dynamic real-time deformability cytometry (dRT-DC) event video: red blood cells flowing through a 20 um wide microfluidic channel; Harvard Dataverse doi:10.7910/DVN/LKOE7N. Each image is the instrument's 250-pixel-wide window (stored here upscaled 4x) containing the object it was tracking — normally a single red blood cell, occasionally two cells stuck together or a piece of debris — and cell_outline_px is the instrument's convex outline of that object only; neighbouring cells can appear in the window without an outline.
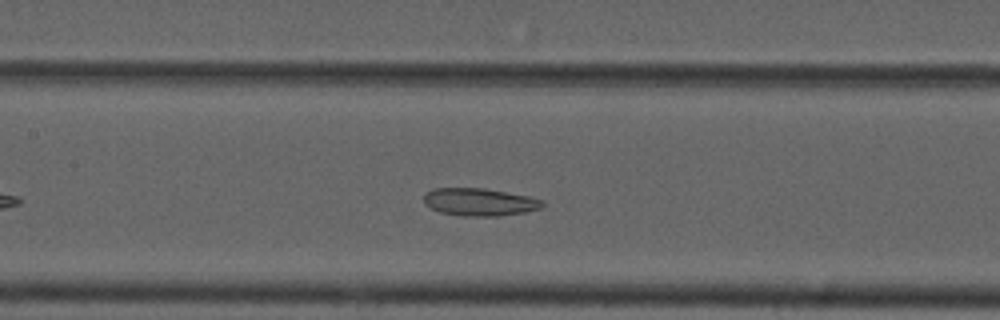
{"species": "common noctule bat (a hibernating species)", "species_latin": "Nyctalus noctula", "temperature_condition": "cold", "stored_images_in_passage": 34, "camera_frame_rate_fps": 3000, "um_per_image_px": 0.085, "animal": {"sex": "male", "forearm_length_mm": 52.5}, "frame": {"image": 1, "passage_image": 15, "time_ms": 4.667, "image_size_px": [1000, 320], "cell_outline_px": [[544, 204], [540, 208], [524, 212], [500, 216], [460, 216], [440, 212], [424, 204], [424, 196], [428, 192], [436, 188], [484, 188], [528, 196], [544, 200]], "centroid_in_image_um": [40.77, 17.17], "position_along_channel_um": 166.6, "area_um2": 19.02}}
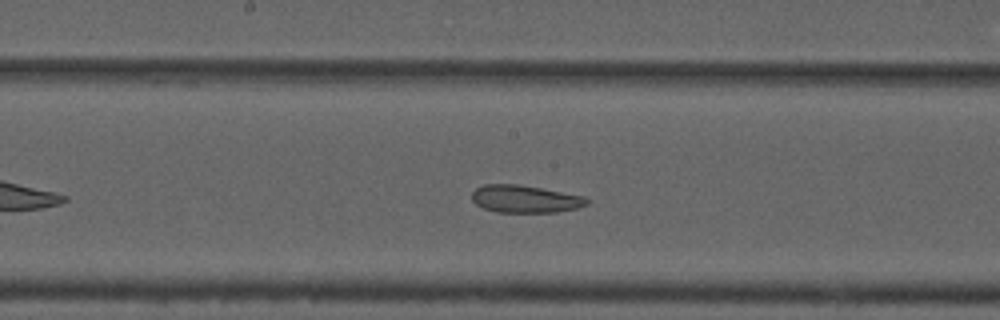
{"frame": {"image": 2, "passage_image": 18, "time_ms": 5.667, "image_size_px": [1000, 320], "cell_outline_px": [[588, 204], [576, 208], [556, 212], [496, 212], [484, 208], [476, 204], [472, 200], [472, 192], [476, 188], [484, 184], [516, 184], [540, 188], [584, 196], [588, 200]], "centroid_in_image_um": [44.6, 16.91], "position_along_channel_um": 203.6, "area_um2": 18.26}}
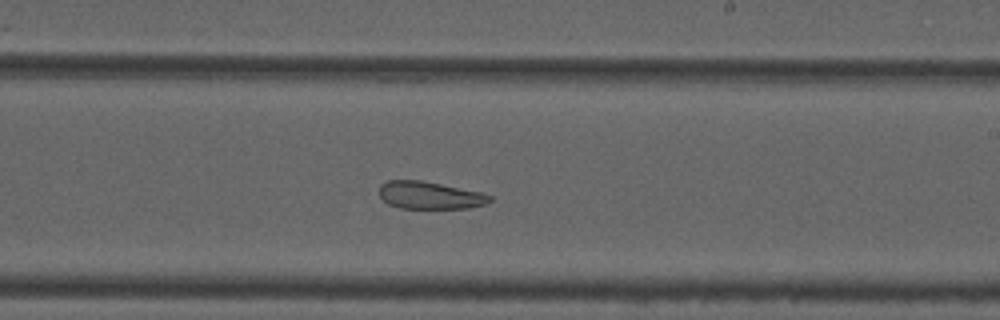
{"frame": {"image": 3, "passage_image": 22, "time_ms": 7.0, "image_size_px": [1000, 320], "cell_outline_px": [[492, 200], [488, 204], [468, 208], [400, 208], [388, 204], [380, 196], [380, 184], [388, 180], [420, 180], [480, 192], [492, 196]], "centroid_in_image_um": [36.54, 16.6], "position_along_channel_um": 252.5, "area_um2": 17.63}, "authors_computed_cell_mechanics": {"area_um2": 19.3919, "velocity_mm_per_s": 3.6962, "shape_relaxation_time_tau1_ms": null, "shape_relaxation_time_tau2_ms": 3.7036, "deformation_change_tau1": null, "deformation_change_tau2": 0.1073}}